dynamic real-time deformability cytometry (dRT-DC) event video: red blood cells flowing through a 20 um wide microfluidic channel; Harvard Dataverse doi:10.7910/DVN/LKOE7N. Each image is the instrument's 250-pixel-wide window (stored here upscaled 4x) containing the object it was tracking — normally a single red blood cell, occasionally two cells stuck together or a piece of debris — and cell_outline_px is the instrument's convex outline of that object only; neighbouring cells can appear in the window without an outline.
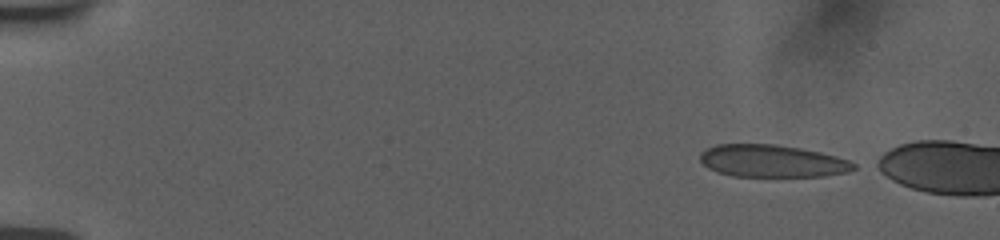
{"species": "human", "species_latin": "Homo sapiens", "temperature_condition": "room temperature", "stored_images_in_passage": 5, "camera_frame_rate_fps": 3000, "um_per_image_px": 0.085, "donor": {"sex": "female"}, "frame": {"image": 1, "passage_image": 1, "time_ms": 0.0, "image_size_px": [1000, 240], "cell_outline_px": [[856, 168], [848, 172], [824, 176], [732, 176], [716, 172], [708, 168], [700, 160], [700, 152], [716, 144], [776, 144], [800, 148], [820, 152], [836, 156], [848, 160], [856, 164]], "centroid_in_image_um": [65.62, 13.68], "position_along_channel_um": 19.4, "area_um2": 29.02}}